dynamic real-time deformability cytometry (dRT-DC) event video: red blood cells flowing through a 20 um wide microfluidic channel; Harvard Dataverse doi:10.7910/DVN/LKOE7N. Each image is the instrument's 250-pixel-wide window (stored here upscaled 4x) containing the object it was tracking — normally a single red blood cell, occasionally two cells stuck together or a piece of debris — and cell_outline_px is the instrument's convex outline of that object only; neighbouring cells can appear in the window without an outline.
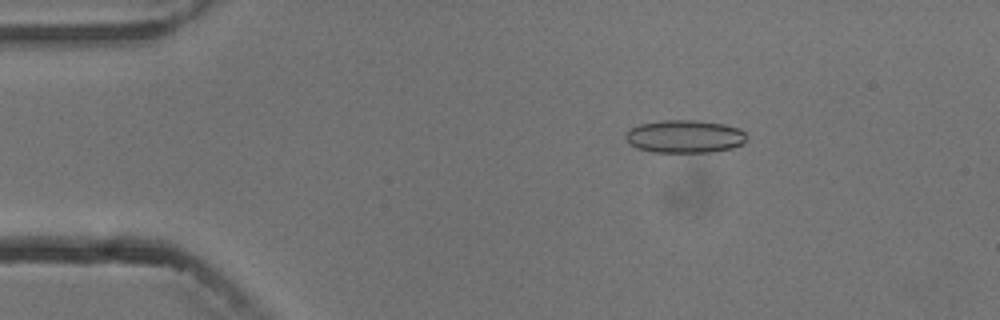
{"species": "common noctule bat (a hibernating species)", "species_latin": "Nyctalus noctula", "temperature_condition": "cold", "stored_images_in_passage": 4, "camera_frame_rate_fps": 3000, "um_per_image_px": 0.085, "animal": {"sex": "male", "body_mass_g": 13.3}, "frame": {"image": 1, "passage_image": 3, "time_ms": 2.333, "image_size_px": [1000, 320], "cell_outline_px": [[748, 140], [744, 144], [732, 148], [712, 152], [652, 152], [636, 148], [628, 144], [624, 136], [632, 128], [640, 124], [660, 120], [696, 120], [724, 124], [740, 128], [748, 136]], "centroid_in_image_um": [58.23, 11.6], "position_along_channel_um": 26.8, "area_um2": 23.52}}